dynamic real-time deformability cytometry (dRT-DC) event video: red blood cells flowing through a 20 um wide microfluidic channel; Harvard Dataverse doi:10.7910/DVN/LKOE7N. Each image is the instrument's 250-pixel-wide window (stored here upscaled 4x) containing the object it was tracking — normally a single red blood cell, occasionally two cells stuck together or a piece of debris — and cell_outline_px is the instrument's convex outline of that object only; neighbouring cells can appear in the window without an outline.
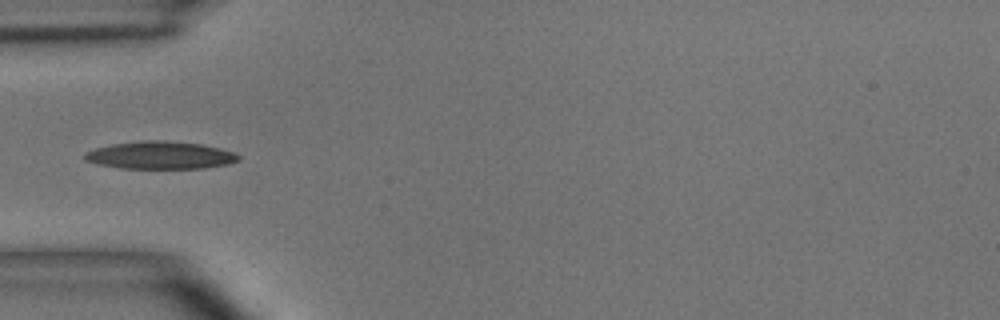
{"species": "common noctule bat (a hibernating species)", "species_latin": "Nyctalus noctula", "temperature_condition": "room temperature", "stored_images_in_passage": 3, "camera_frame_rate_fps": 3000, "um_per_image_px": 0.085, "animal": {"sex": "male", "body_mass_g": 15.6}, "frame": {"image": 1, "passage_image": 3, "time_ms": 2.333, "image_size_px": [1000, 320], "cell_outline_px": [[240, 160], [228, 164], [204, 168], [120, 168], [96, 164], [84, 160], [84, 152], [96, 148], [112, 144], [140, 140], [164, 140], [200, 144], [220, 148], [232, 152], [240, 156]], "centroid_in_image_um": [13.59, 13.19], "position_along_channel_um": 71.4, "area_um2": 24.8}}